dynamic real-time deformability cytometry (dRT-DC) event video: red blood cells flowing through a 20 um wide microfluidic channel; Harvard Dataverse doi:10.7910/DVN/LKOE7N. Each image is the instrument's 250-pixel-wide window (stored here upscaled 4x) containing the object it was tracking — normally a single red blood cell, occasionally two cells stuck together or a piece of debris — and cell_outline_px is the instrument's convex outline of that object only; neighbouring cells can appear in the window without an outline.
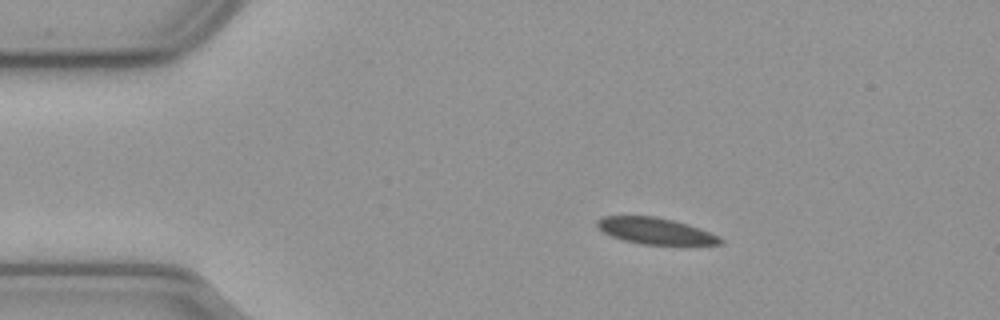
{"species": "common noctule bat (a hibernating species)", "species_latin": "Nyctalus noctula", "temperature_condition": "cold", "stored_images_in_passage": 47, "camera_frame_rate_fps": 3000, "um_per_image_px": 0.085, "animal": {"sex": "male", "body_mass_g": 23.1, "forearm_length_mm": 52.7}, "frame": {"image": 1, "passage_image": 1, "time_ms": 0.0, "image_size_px": [1000, 320], "cell_outline_px": [[724, 244], [640, 244], [624, 240], [612, 236], [604, 232], [596, 224], [596, 220], [604, 216], [656, 216], [688, 224], [700, 228], [720, 236], [724, 240]], "centroid_in_image_um": [55.74, 19.62], "position_along_channel_um": 29.3, "area_um2": 18.79}}
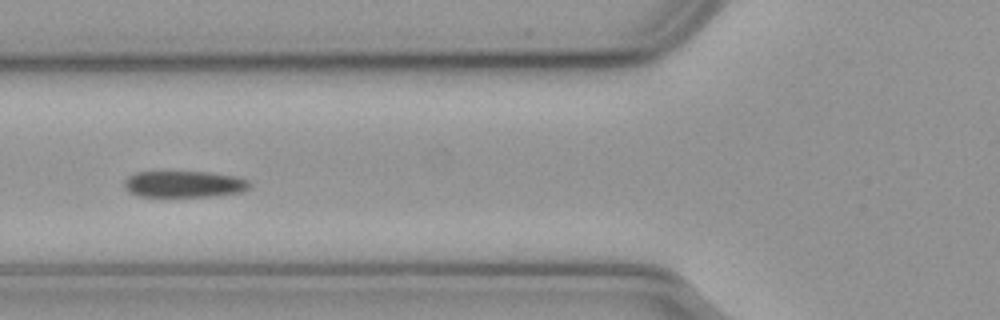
{"frame": {"image": 2, "passage_image": 12, "time_ms": 3.667, "image_size_px": [1000, 320], "cell_outline_px": [[252, 184], [248, 188], [240, 192], [212, 196], [140, 196], [128, 192], [124, 188], [124, 180], [128, 176], [136, 172], [208, 172], [236, 176], [248, 180]], "centroid_in_image_um": [15.63, 15.64], "position_along_channel_um": 110.2, "area_um2": 19.31}}
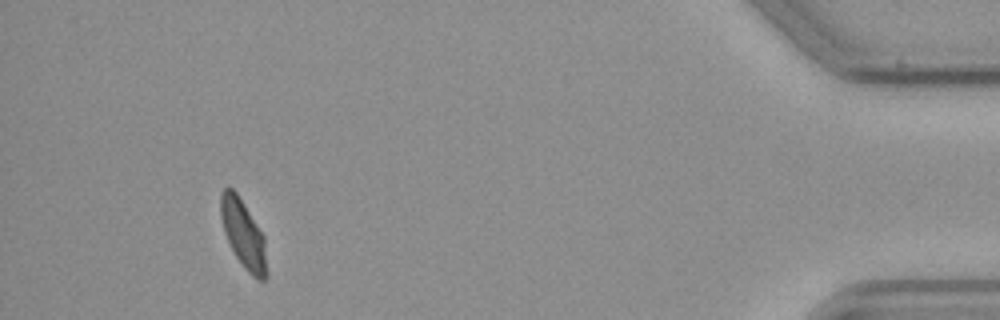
{"frame": {"image": 3, "passage_image": 43, "time_ms": 14.0, "image_size_px": [1000, 320], "cell_outline_px": [[268, 276], [264, 280], [256, 280], [244, 268], [236, 256], [224, 232], [220, 216], [220, 196], [224, 188], [232, 188], [236, 192], [264, 236], [268, 272]], "centroid_in_image_um": [20.7, 19.94], "position_along_channel_um": 414.5, "area_um2": 18.21}, "authors_computed_cell_mechanics": {"area_um2": 19.7676, "velocity_mm_per_s": 3.6485, "shape_relaxation_time_tau1_ms": null, "shape_relaxation_time_tau2_ms": 2.9644, "deformation_change_tau1": null, "deformation_change_tau2": 0.0567}}